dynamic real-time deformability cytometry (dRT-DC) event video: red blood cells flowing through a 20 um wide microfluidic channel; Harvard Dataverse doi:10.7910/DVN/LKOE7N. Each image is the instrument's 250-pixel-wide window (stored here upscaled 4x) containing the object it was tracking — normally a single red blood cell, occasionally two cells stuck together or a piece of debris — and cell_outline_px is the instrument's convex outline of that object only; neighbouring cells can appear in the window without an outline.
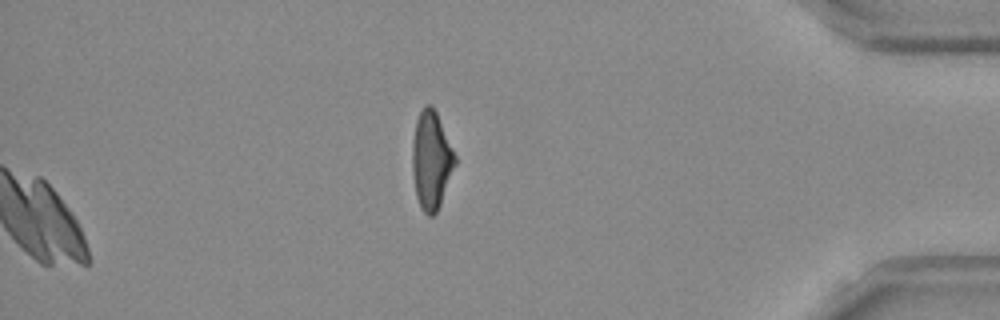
{"species": "Egyptian fruit bat (a non-hibernating species)", "species_latin": "Rousettus aegyptiacus", "temperature_condition": "room temperature", "stored_images_in_passage": 45, "camera_frame_rate_fps": 3000, "um_per_image_px": 0.085, "frame": {"image": 1, "passage_image": 45, "time_ms": 14.667, "image_size_px": [1000, 320], "cell_outline_px": [[456, 164], [440, 204], [436, 212], [432, 216], [428, 216], [420, 208], [416, 196], [412, 172], [412, 140], [416, 120], [424, 104], [432, 104], [436, 112], [456, 156]], "centroid_in_image_um": [36.64, 13.61], "position_along_channel_um": 398.6, "area_um2": 24.39}}